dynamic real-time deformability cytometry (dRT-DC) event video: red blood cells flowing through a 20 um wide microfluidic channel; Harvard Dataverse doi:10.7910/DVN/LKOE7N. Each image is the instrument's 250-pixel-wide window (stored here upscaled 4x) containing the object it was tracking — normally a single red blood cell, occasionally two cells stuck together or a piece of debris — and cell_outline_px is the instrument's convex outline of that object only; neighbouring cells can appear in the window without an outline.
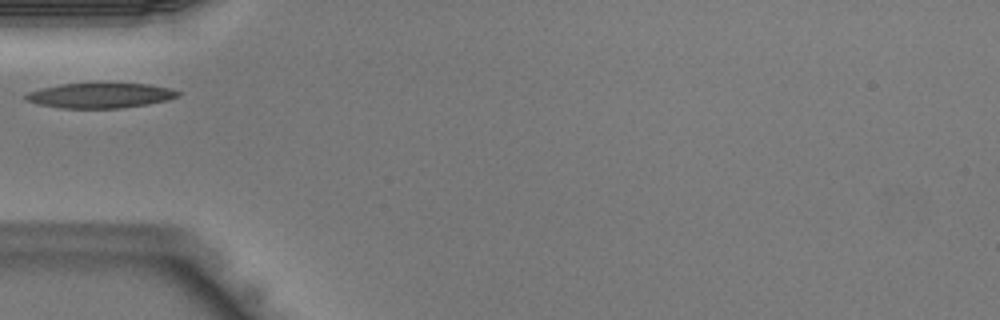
{"species": "Egyptian fruit bat (a non-hibernating species)", "species_latin": "Rousettus aegyptiacus", "temperature_condition": "warm", "stored_images_in_passage": 25, "camera_frame_rate_fps": 3000, "um_per_image_px": 0.085, "animal": {"sex": "male"}, "frame": {"image": 1, "passage_image": 1, "time_ms": 0.0, "image_size_px": [1000, 320], "cell_outline_px": [[180, 96], [168, 100], [148, 104], [120, 108], [60, 108], [40, 104], [24, 100], [24, 96], [28, 92], [60, 84], [148, 84], [168, 88], [180, 92]], "centroid_in_image_um": [8.53, 8.13], "position_along_channel_um": 76.5, "area_um2": 21.91}}
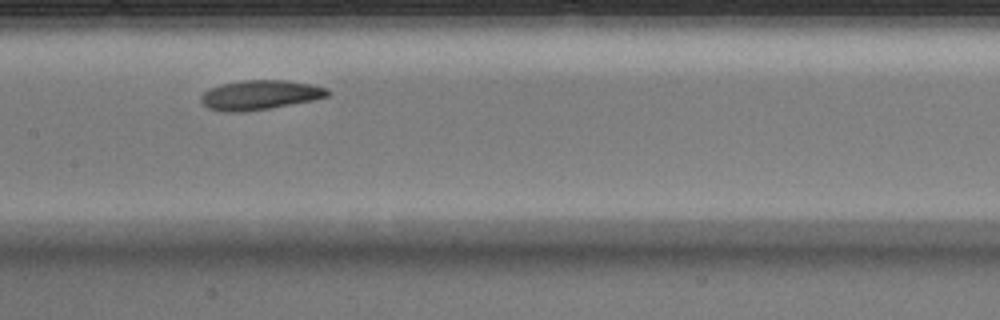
{"frame": {"image": 2, "passage_image": 8, "time_ms": 2.333, "image_size_px": [1000, 320], "cell_outline_px": [[332, 92], [328, 96], [316, 100], [244, 112], [224, 112], [208, 108], [200, 100], [200, 96], [204, 92], [220, 84], [244, 80], [284, 80], [312, 84], [328, 88]], "centroid_in_image_um": [22.13, 8.07], "position_along_channel_um": 185.3, "area_um2": 21.91}}
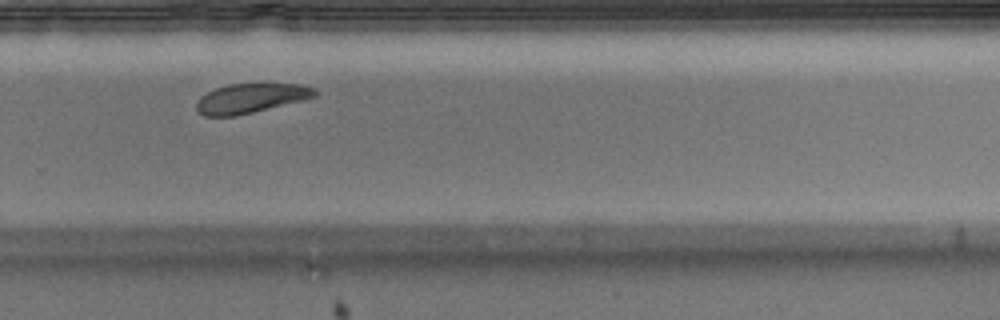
{"frame": {"image": 3, "passage_image": 16, "time_ms": 5.0, "image_size_px": [1000, 320], "cell_outline_px": [[320, 92], [316, 96], [236, 116], [204, 116], [196, 108], [196, 100], [200, 96], [216, 88], [228, 84], [300, 84], [316, 88]], "centroid_in_image_um": [21.3, 8.34], "position_along_channel_um": 308.5, "area_um2": 20.11}}